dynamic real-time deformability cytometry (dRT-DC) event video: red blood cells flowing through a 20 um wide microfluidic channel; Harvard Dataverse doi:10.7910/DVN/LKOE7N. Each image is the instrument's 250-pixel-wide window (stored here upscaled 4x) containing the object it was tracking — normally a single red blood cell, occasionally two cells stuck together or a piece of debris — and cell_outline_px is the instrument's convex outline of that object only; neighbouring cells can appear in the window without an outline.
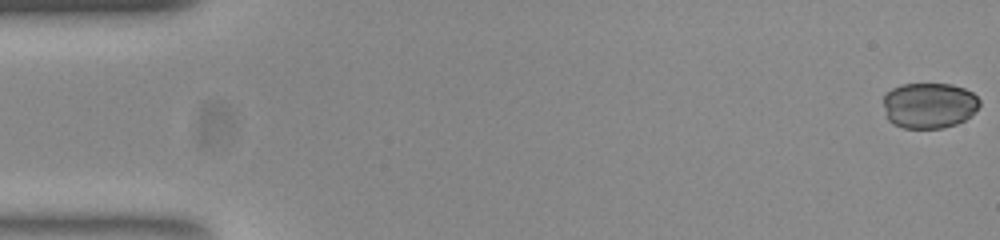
{"species": "common noctule bat (a hibernating species)", "species_latin": "Nyctalus noctula", "temperature_condition": "room temperature", "stored_images_in_passage": 54, "camera_frame_rate_fps": 3000, "um_per_image_px": 0.085, "animal": {"sex": "female", "body_mass_g": 23.0, "forearm_length_mm": 53.4}, "frame": {"image": 1, "passage_image": 1, "time_ms": 0.0, "image_size_px": [1000, 240], "cell_outline_px": [[980, 104], [976, 112], [964, 120], [956, 124], [944, 128], [904, 128], [892, 124], [888, 120], [884, 104], [884, 96], [892, 88], [904, 84], [952, 84], [964, 88], [972, 92], [980, 100]], "centroid_in_image_um": [79.0, 8.97], "position_along_channel_um": 6.0, "area_um2": 25.72}}
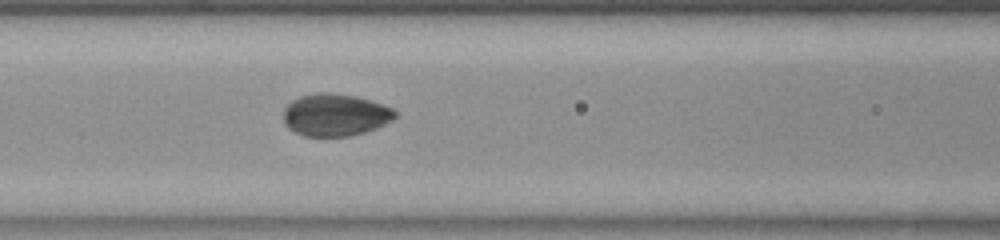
{"frame": {"image": 2, "passage_image": 23, "time_ms": 7.333, "image_size_px": [1000, 240], "cell_outline_px": [[396, 116], [392, 120], [376, 128], [364, 132], [348, 136], [304, 136], [288, 128], [284, 124], [284, 108], [292, 100], [300, 96], [316, 92], [328, 92], [356, 96], [392, 108], [396, 112]], "centroid_in_image_um": [28.46, 9.76], "position_along_channel_um": 138.1, "area_um2": 27.4}}
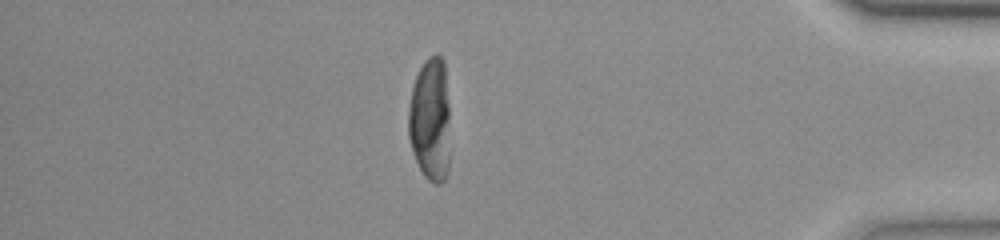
{"frame": {"image": 3, "passage_image": 47, "time_ms": 15.333, "image_size_px": [1000, 240], "cell_outline_px": [[448, 172], [444, 180], [440, 184], [436, 184], [428, 180], [424, 176], [412, 152], [408, 136], [408, 108], [412, 88], [416, 76], [424, 60], [428, 56], [436, 52], [444, 60], [448, 104]], "centroid_in_image_um": [36.55, 10.16], "position_along_channel_um": 398.6, "area_um2": 30.17}, "authors_computed_cell_mechanics": {"area_um2": 27.6862, "velocity_mm_per_s": 3.7657, "shape_relaxation_time_tau1_ms": 4.9042, "shape_relaxation_time_tau2_ms": null, "deformation_change_tau1": 0.1427, "deformation_change_tau2": null}}